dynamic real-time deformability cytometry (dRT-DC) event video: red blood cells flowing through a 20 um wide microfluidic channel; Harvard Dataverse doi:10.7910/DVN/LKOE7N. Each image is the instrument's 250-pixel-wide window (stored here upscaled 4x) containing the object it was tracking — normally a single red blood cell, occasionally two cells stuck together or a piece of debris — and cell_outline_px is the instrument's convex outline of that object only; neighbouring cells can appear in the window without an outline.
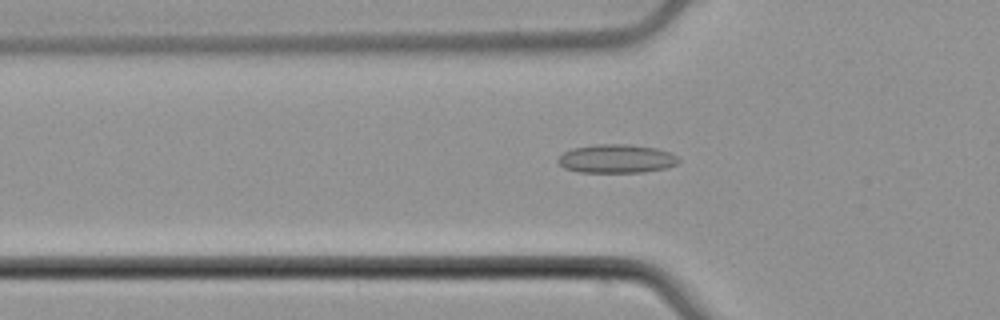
{"species": "common noctule bat (a hibernating species)", "species_latin": "Nyctalus noctula", "temperature_condition": "cold", "stored_images_in_passage": 54, "camera_frame_rate_fps": 3000, "um_per_image_px": 0.085, "animal": {"sex": "male", "body_mass_g": 21.5, "forearm_length_mm": 52.0}, "frame": {"image": 1, "passage_image": 18, "time_ms": 5.667, "image_size_px": [1000, 320], "cell_outline_px": [[680, 160], [676, 164], [664, 168], [644, 172], [580, 172], [564, 168], [556, 160], [564, 152], [572, 148], [592, 144], [628, 144], [656, 148], [668, 152], [676, 156]], "centroid_in_image_um": [52.37, 13.48], "position_along_channel_um": 73.4, "area_um2": 20.06}}
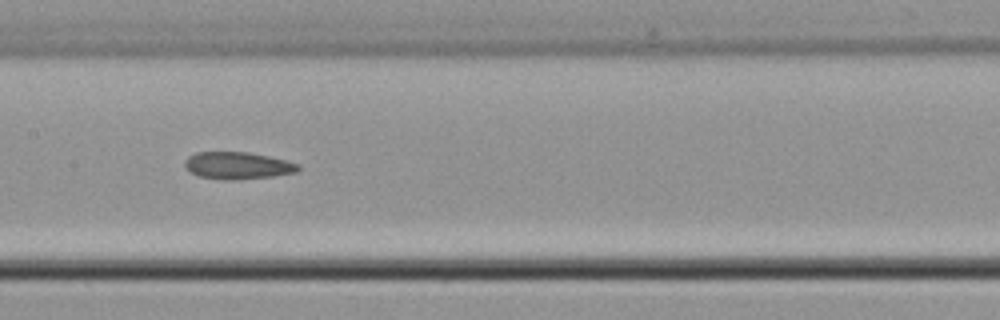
{"frame": {"image": 2, "passage_image": 27, "time_ms": 8.667, "image_size_px": [1000, 320], "cell_outline_px": [[300, 168], [296, 172], [272, 176], [232, 180], [228, 180], [200, 176], [192, 172], [184, 164], [184, 160], [188, 156], [196, 152], [248, 152], [268, 156], [300, 164]], "centroid_in_image_um": [20.2, 14.06], "position_along_channel_um": 187.2, "area_um2": 17.69}}
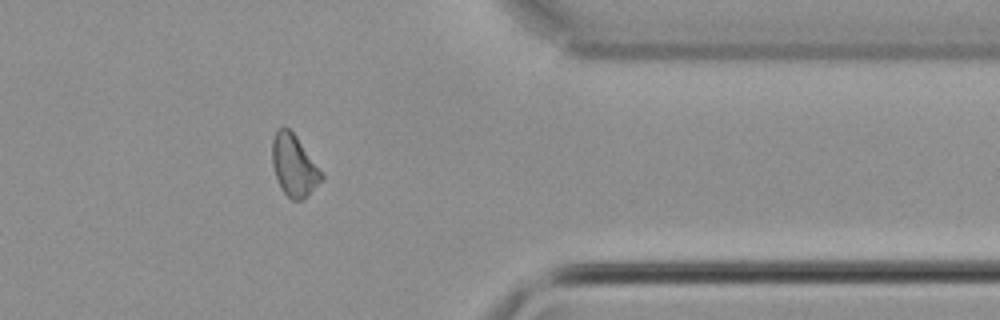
{"frame": {"image": 3, "passage_image": 44, "time_ms": 14.333, "image_size_px": [1000, 320], "cell_outline_px": [[324, 176], [308, 196], [300, 200], [292, 200], [280, 188], [272, 164], [272, 140], [276, 128], [284, 124], [296, 136]], "centroid_in_image_um": [24.95, 14.04], "position_along_channel_um": 386.5, "area_um2": 17.51}}